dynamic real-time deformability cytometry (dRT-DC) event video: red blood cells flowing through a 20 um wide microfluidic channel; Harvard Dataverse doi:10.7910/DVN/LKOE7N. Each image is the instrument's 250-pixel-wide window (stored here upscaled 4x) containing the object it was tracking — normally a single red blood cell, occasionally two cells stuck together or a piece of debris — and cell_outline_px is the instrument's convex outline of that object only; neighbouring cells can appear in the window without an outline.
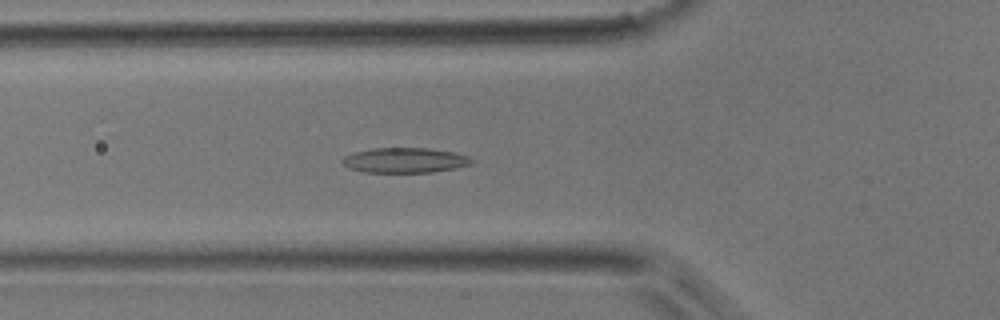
{"species": "common noctule bat (a hibernating species)", "species_latin": "Nyctalus noctula", "temperature_condition": "room temperature", "stored_images_in_passage": 45, "camera_frame_rate_fps": 3000, "um_per_image_px": 0.085, "animal": {"sex": "male", "body_mass_g": 17.9}, "frame": {"image": 1, "passage_image": 16, "time_ms": 5.0, "image_size_px": [1000, 320], "cell_outline_px": [[476, 160], [472, 164], [456, 168], [432, 172], [364, 172], [348, 168], [340, 160], [344, 156], [352, 152], [372, 148], [428, 148], [452, 152], [468, 156]], "centroid_in_image_um": [34.4, 13.62], "position_along_channel_um": 91.4, "area_um2": 19.02}}
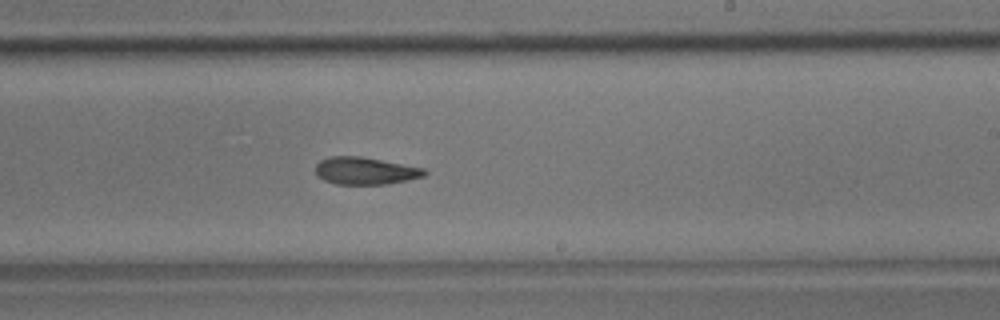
{"frame": {"image": 2, "passage_image": 27, "time_ms": 8.667, "image_size_px": [1000, 320], "cell_outline_px": [[428, 172], [424, 176], [408, 180], [388, 184], [336, 184], [324, 180], [316, 176], [316, 164], [320, 160], [328, 156], [360, 156], [424, 168]], "centroid_in_image_um": [31.03, 14.52], "position_along_channel_um": 258.0, "area_um2": 17.4}}
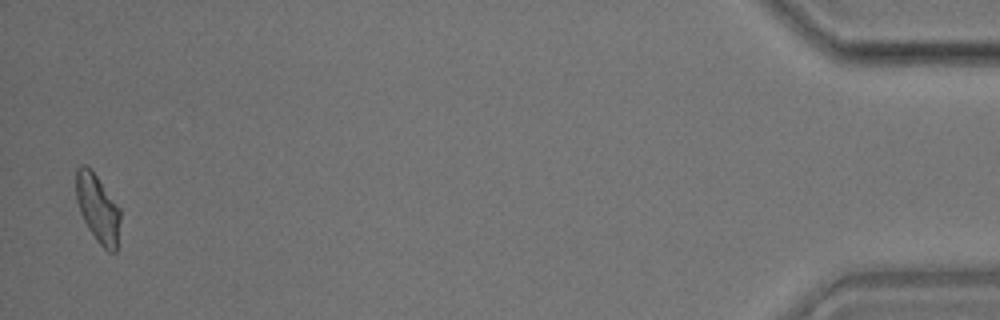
{"frame": {"image": 3, "passage_image": 44, "time_ms": 14.333, "image_size_px": [1000, 320], "cell_outline_px": [[120, 220], [116, 252], [108, 252], [96, 240], [88, 228], [80, 212], [76, 200], [76, 168], [80, 164], [84, 164], [96, 176], [120, 208]], "centroid_in_image_um": [8.3, 17.73], "position_along_channel_um": 426.9, "area_um2": 17.34}}